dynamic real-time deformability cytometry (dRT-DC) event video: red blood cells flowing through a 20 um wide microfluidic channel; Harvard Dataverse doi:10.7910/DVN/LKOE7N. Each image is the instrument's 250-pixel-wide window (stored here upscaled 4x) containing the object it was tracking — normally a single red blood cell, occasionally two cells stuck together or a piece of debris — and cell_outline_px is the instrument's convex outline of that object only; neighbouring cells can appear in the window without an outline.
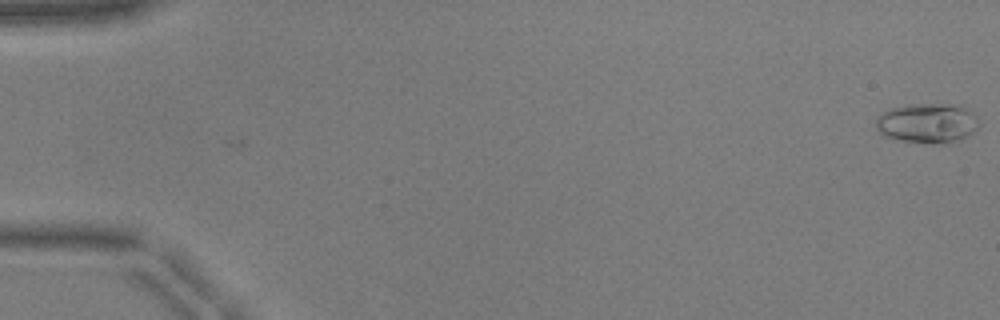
{"species": "common noctule bat (a hibernating species)", "species_latin": "Nyctalus noctula", "temperature_condition": "warm", "stored_images_in_passage": 41, "camera_frame_rate_fps": 3000, "um_per_image_px": 0.085, "animal": {"sex": "male", "body_mass_g": 17.9, "forearm_length_mm": 54.2}, "frame": {"image": 1, "passage_image": 1, "time_ms": 0.0, "image_size_px": [1000, 320], "cell_outline_px": [[980, 124], [968, 136], [960, 140], [904, 140], [884, 136], [876, 128], [876, 116], [880, 112], [892, 108], [912, 104], [960, 104], [972, 108]], "centroid_in_image_um": [78.85, 10.38], "position_along_channel_um": 6.1, "area_um2": 23.35}}
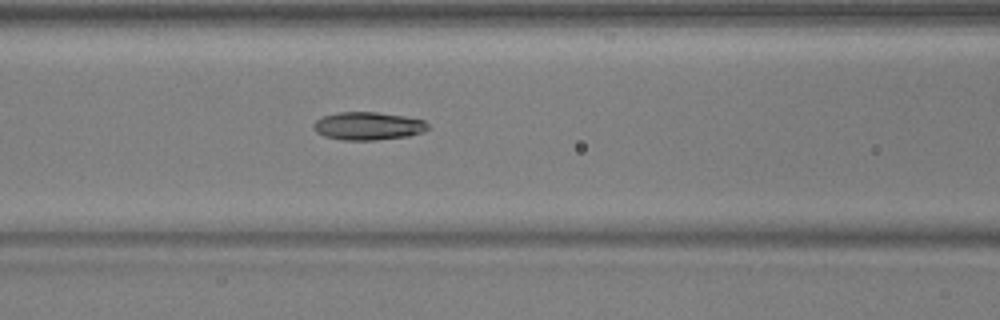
{"frame": {"image": 2, "passage_image": 23, "time_ms": 7.333, "image_size_px": [1000, 320], "cell_outline_px": [[428, 128], [424, 132], [408, 136], [376, 140], [340, 140], [324, 136], [316, 132], [312, 128], [312, 124], [316, 120], [324, 116], [336, 112], [376, 112], [404, 116], [424, 120], [428, 124]], "centroid_in_image_um": [31.26, 10.71], "position_along_channel_um": 135.3, "area_um2": 18.79}}
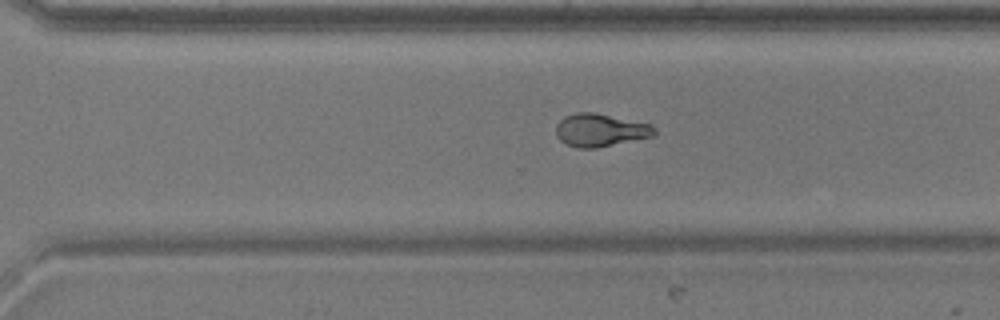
{"frame": {"image": 3, "passage_image": 37, "time_ms": 12.0, "image_size_px": [1000, 320], "cell_outline_px": [[656, 132], [652, 136], [596, 148], [580, 148], [568, 144], [560, 140], [556, 136], [556, 124], [564, 116], [576, 112], [592, 112], [652, 124], [656, 128]], "centroid_in_image_um": [51.01, 11.05], "position_along_channel_um": 319.6, "area_um2": 18.73}, "authors_computed_cell_mechanics": {"area_um2": 18.785, "velocity_mm_per_s": 3.9519, "shape_relaxation_time_tau1_ms": 4.5118, "shape_relaxation_time_tau2_ms": 2.5936, "deformation_change_tau1": 0.1668, "deformation_change_tau2": 0.0951}}